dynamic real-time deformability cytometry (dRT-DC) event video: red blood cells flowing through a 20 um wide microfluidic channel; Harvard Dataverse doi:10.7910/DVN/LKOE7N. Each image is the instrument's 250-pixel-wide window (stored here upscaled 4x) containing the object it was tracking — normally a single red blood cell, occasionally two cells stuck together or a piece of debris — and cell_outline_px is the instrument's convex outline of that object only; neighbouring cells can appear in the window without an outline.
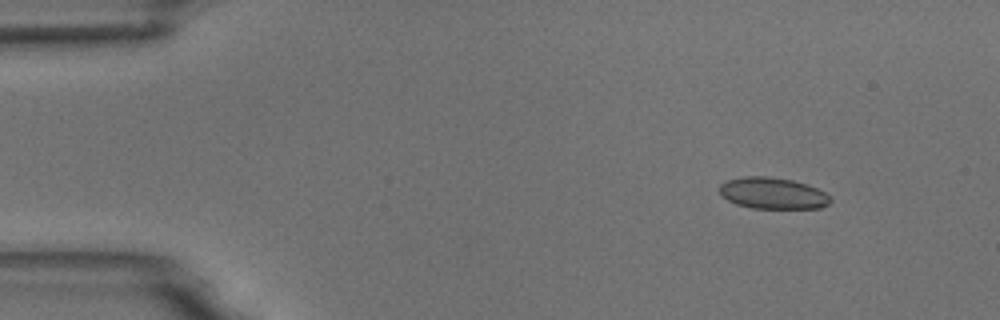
{"species": "common noctule bat (a hibernating species)", "species_latin": "Nyctalus noctula", "temperature_condition": "room temperature", "stored_images_in_passage": 6, "segment_of_instrument_passage": [1, 2], "camera_frame_rate_fps": 3000, "um_per_image_px": 0.085, "animal": {"sex": "male", "body_mass_g": 18.8}, "frame": {"image": 1, "passage_image": 2, "time_ms": 2.0, "image_size_px": [1000, 320], "cell_outline_px": [[832, 200], [828, 204], [820, 208], [752, 208], [736, 204], [728, 200], [720, 192], [720, 184], [728, 180], [744, 176], [768, 176], [792, 180], [816, 188], [824, 192]], "centroid_in_image_um": [65.67, 16.42], "position_along_channel_um": 19.3, "area_um2": 20.06}}
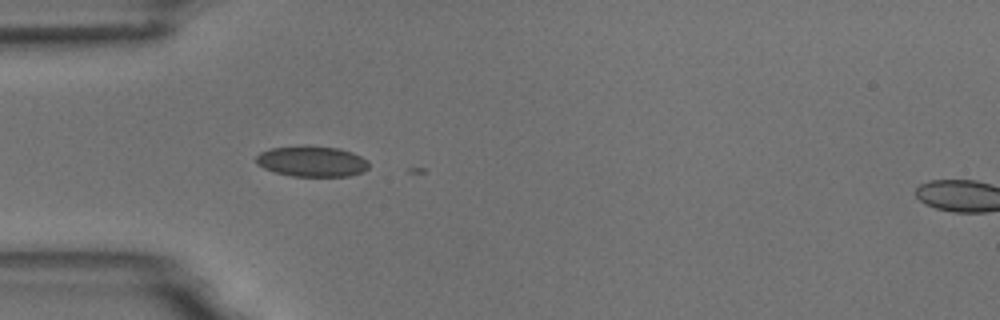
{"frame": {"image": 2, "passage_image": 5, "time_ms": 5.333, "image_size_px": [1000, 320], "cell_outline_px": [[368, 168], [364, 172], [348, 176], [292, 176], [276, 172], [264, 168], [256, 164], [256, 156], [260, 152], [272, 148], [304, 144], [340, 148], [352, 152], [368, 160]], "centroid_in_image_um": [26.51, 13.69], "position_along_channel_um": 58.5, "area_um2": 20.46}}